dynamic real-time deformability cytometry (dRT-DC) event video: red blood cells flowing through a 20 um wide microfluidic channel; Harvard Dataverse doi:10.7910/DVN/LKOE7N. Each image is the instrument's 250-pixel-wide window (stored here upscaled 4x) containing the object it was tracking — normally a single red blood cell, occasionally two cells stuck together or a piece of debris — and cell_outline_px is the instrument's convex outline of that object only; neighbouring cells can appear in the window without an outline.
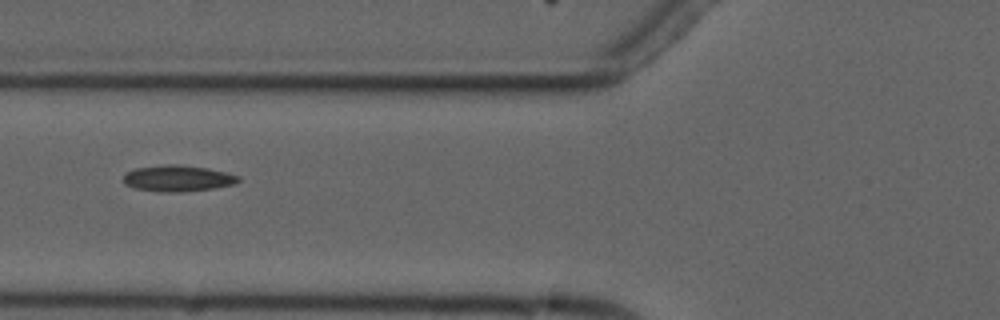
{"species": "common noctule bat (a hibernating species)", "species_latin": "Nyctalus noctula", "temperature_condition": "cold", "stored_images_in_passage": 6, "camera_frame_rate_fps": 3000, "um_per_image_px": 0.085, "animal": {"sex": "male", "forearm_length_mm": 52.5}, "frame": {"image": 1, "passage_image": 4, "time_ms": 3.333, "image_size_px": [1000, 320], "cell_outline_px": [[240, 180], [236, 184], [212, 188], [184, 192], [160, 192], [132, 188], [124, 184], [124, 172], [136, 168], [168, 164], [176, 164], [208, 168], [240, 176]], "centroid_in_image_um": [15.08, 15.17], "position_along_channel_um": 110.7, "area_um2": 17.69}}
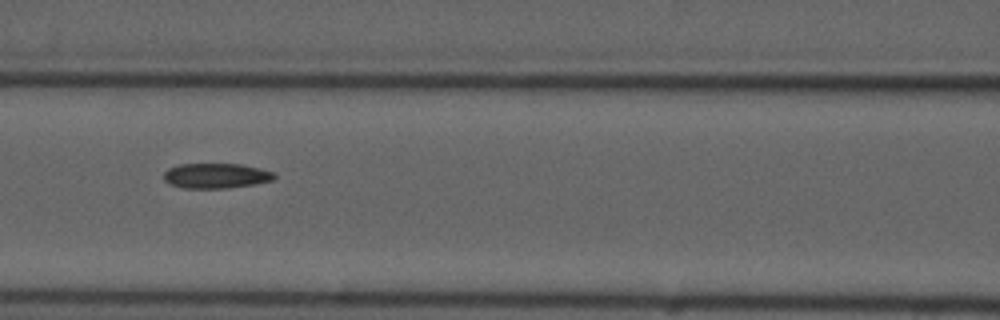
{"frame": {"image": 2, "passage_image": 5, "time_ms": 4.333, "image_size_px": [1000, 320], "cell_outline_px": [[276, 176], [272, 180], [256, 184], [224, 188], [184, 188], [172, 184], [164, 180], [164, 172], [168, 168], [180, 164], [244, 164], [276, 172]], "centroid_in_image_um": [18.4, 14.93], "position_along_channel_um": 148.2, "area_um2": 16.18}}
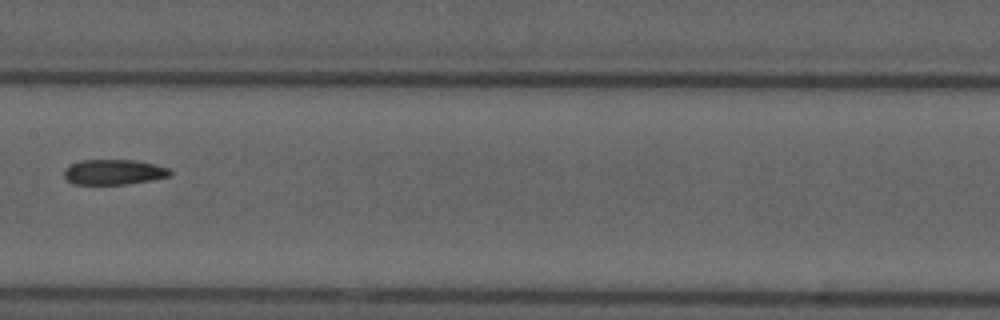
{"frame": {"image": 3, "passage_image": 6, "time_ms": 5.667, "image_size_px": [1000, 320], "cell_outline_px": [[172, 176], [152, 180], [128, 184], [72, 184], [64, 176], [64, 168], [72, 164], [84, 160], [132, 160], [152, 164], [168, 168], [172, 172]], "centroid_in_image_um": [9.68, 14.63], "position_along_channel_um": 197.7, "area_um2": 15.49}}